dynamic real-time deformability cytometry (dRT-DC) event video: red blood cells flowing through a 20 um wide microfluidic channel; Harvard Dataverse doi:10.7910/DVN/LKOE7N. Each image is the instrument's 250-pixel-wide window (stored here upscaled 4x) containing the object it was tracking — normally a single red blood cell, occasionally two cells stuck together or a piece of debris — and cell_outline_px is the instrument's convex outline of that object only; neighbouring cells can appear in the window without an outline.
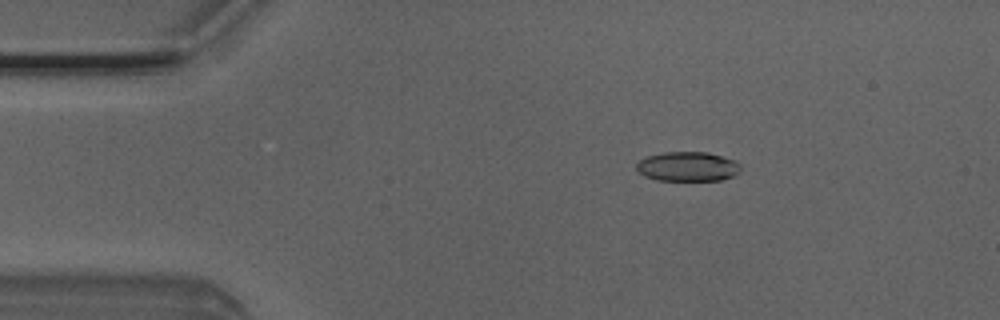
{"species": "Egyptian fruit bat (a non-hibernating species)", "species_latin": "Rousettus aegyptiacus", "temperature_condition": "room temperature", "stored_images_in_passage": 3, "camera_frame_rate_fps": 3000, "um_per_image_px": 0.085, "animal": {"sex": "male"}, "frame": {"image": 1, "passage_image": 2, "time_ms": 0.333, "image_size_px": [1000, 320], "cell_outline_px": [[740, 172], [732, 176], [720, 180], [656, 180], [644, 176], [636, 172], [636, 164], [640, 160], [648, 156], [664, 152], [708, 152], [736, 160], [740, 164]], "centroid_in_image_um": [58.44, 14.15], "position_along_channel_um": 26.6, "area_um2": 18.03}}